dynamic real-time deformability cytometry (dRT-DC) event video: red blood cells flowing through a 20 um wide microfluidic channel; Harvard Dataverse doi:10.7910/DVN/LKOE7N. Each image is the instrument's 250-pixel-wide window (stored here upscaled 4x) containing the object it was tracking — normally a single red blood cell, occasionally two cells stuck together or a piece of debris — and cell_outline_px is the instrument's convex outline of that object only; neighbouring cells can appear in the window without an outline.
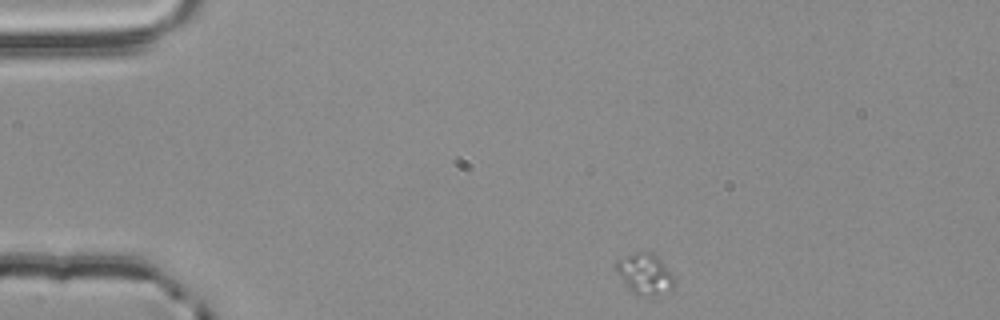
{"species": "common noctule bat (a hibernating species)", "species_latin": "Nyctalus noctula", "temperature_condition": "room temperature", "stored_images_in_passage": 9, "segment_of_instrument_passage": [1, 2], "camera_frame_rate_fps": 3000, "um_per_image_px": 0.085, "animal": {"sex": "male", "body_mass_g": 20.4}, "frame": {"image": 1, "passage_image": 1, "time_ms": 0.0, "image_size_px": [1000, 320], "cell_outline_px": [[676, 280], [672, 288], [668, 292], [636, 296], [632, 292], [612, 264], [616, 260], [632, 252], [652, 252], [676, 276]], "centroid_in_image_um": [54.82, 23.26], "position_along_channel_um": 30.2, "area_um2": 13.87}}